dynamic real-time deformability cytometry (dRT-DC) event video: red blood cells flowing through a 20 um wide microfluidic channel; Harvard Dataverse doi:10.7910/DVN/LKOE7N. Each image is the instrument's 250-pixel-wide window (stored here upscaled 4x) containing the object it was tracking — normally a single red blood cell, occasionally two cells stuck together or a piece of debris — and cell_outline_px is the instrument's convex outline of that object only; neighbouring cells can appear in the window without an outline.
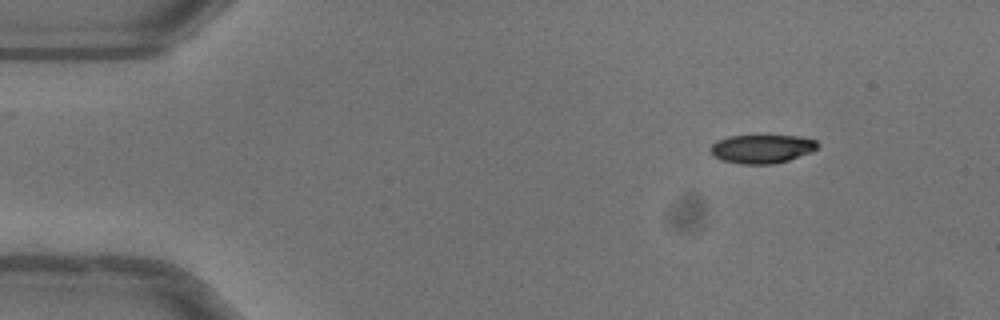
{"species": "common noctule bat (a hibernating species)", "species_latin": "Nyctalus noctula", "temperature_condition": "warm", "stored_images_in_passage": 46, "camera_frame_rate_fps": 3000, "um_per_image_px": 0.085, "animal": {"sex": "female"}, "frame": {"image": 1, "passage_image": 1, "time_ms": 0.0, "image_size_px": [1000, 320], "cell_outline_px": [[820, 144], [812, 152], [776, 164], [740, 164], [724, 160], [712, 156], [712, 144], [716, 140], [728, 136], [800, 136], [816, 140]], "centroid_in_image_um": [64.79, 12.65], "position_along_channel_um": 20.2, "area_um2": 17.86}}
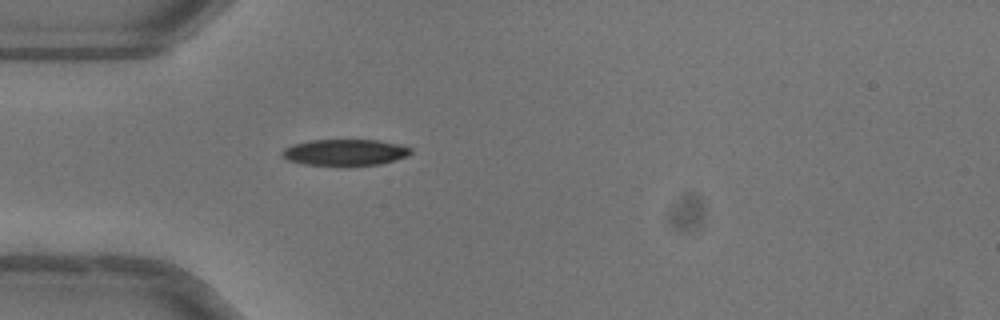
{"frame": {"image": 2, "passage_image": 10, "time_ms": 3.0, "image_size_px": [1000, 320], "cell_outline_px": [[412, 152], [408, 156], [380, 164], [304, 164], [288, 160], [280, 152], [284, 148], [292, 144], [308, 140], [380, 140], [400, 144], [412, 148]], "centroid_in_image_um": [29.34, 12.92], "position_along_channel_um": 55.7, "area_um2": 19.42}}
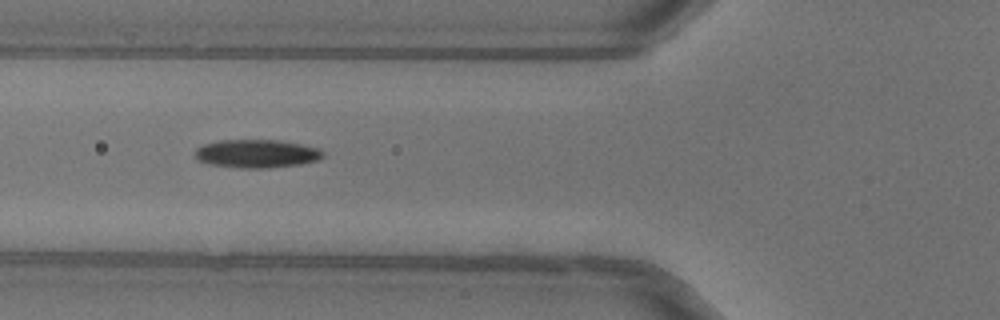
{"frame": {"image": 3, "passage_image": 14, "time_ms": 4.333, "image_size_px": [1000, 320], "cell_outline_px": [[324, 156], [316, 160], [300, 164], [264, 168], [240, 168], [212, 164], [200, 160], [196, 156], [196, 148], [204, 144], [220, 140], [280, 140], [320, 148], [324, 152]], "centroid_in_image_um": [21.85, 13.05], "position_along_channel_um": 103.9, "area_um2": 20.87}, "authors_computed_cell_mechanics": {"area_um2": 20.23, "velocity_mm_per_s": 4.0492, "shape_relaxation_time_tau1_ms": 5.4054, "shape_relaxation_time_tau2_ms": null, "deformation_change_tau1": 0.1859, "deformation_change_tau2": null}}